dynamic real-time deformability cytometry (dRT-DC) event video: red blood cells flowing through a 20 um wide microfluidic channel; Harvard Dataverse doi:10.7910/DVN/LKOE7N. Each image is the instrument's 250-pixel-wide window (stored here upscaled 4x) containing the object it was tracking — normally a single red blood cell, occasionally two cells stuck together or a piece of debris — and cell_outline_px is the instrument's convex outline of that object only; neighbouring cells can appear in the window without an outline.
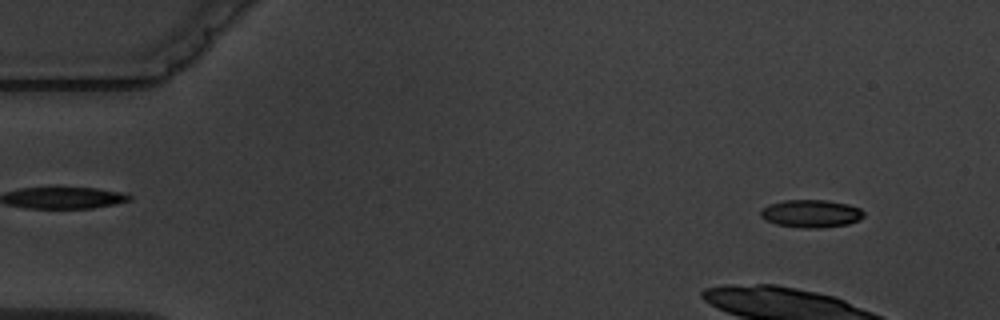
{"species": "common noctule bat (a hibernating species)", "species_latin": "Nyctalus noctula", "temperature_condition": "warm", "stored_images_in_passage": 5, "camera_frame_rate_fps": 3000, "um_per_image_px": 0.085, "animal": {"sex": "male", "body_mass_g": 19.5, "forearm_length_mm": 54.6}, "frame": {"image": 1, "passage_image": 1, "time_ms": 0.0, "image_size_px": [1000, 320], "cell_outline_px": [[864, 216], [860, 220], [848, 224], [820, 228], [800, 228], [776, 224], [764, 220], [760, 216], [760, 208], [768, 204], [784, 200], [828, 200], [848, 204], [860, 208], [864, 212]], "centroid_in_image_um": [68.92, 18.15], "position_along_channel_um": 16.1, "area_um2": 16.99}}